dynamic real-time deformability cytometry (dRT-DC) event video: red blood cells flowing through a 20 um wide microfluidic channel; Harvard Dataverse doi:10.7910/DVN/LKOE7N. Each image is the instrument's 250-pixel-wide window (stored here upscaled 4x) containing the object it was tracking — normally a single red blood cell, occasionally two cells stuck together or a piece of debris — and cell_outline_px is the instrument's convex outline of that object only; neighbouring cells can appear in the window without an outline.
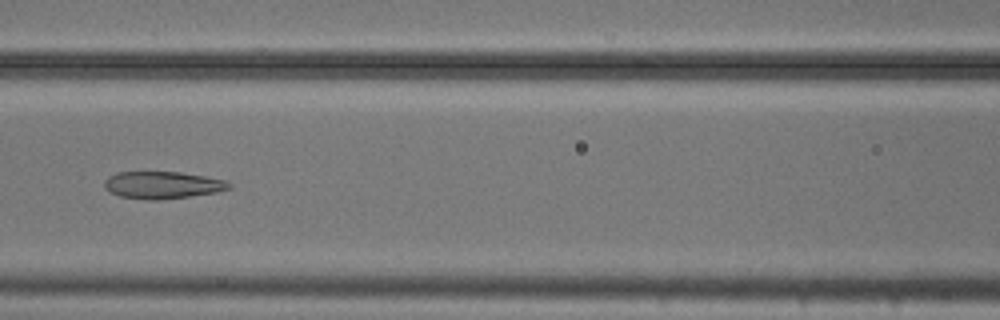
{"species": "common noctule bat (a hibernating species)", "species_latin": "Nyctalus noctula", "temperature_condition": "cold", "stored_images_in_passage": 13, "camera_frame_rate_fps": 3000, "um_per_image_px": 0.085, "animal": {"sex": "male", "body_mass_g": 20.5, "forearm_length_mm": 52.5}, "frame": {"image": 1, "passage_image": 11, "time_ms": 3.333, "image_size_px": [1000, 320], "cell_outline_px": [[232, 188], [216, 192], [188, 196], [156, 200], [144, 200], [120, 196], [108, 192], [104, 188], [104, 180], [108, 176], [116, 172], [180, 172], [204, 176], [224, 180], [232, 184]], "centroid_in_image_um": [13.76, 15.73], "position_along_channel_um": 152.8, "area_um2": 19.83}}